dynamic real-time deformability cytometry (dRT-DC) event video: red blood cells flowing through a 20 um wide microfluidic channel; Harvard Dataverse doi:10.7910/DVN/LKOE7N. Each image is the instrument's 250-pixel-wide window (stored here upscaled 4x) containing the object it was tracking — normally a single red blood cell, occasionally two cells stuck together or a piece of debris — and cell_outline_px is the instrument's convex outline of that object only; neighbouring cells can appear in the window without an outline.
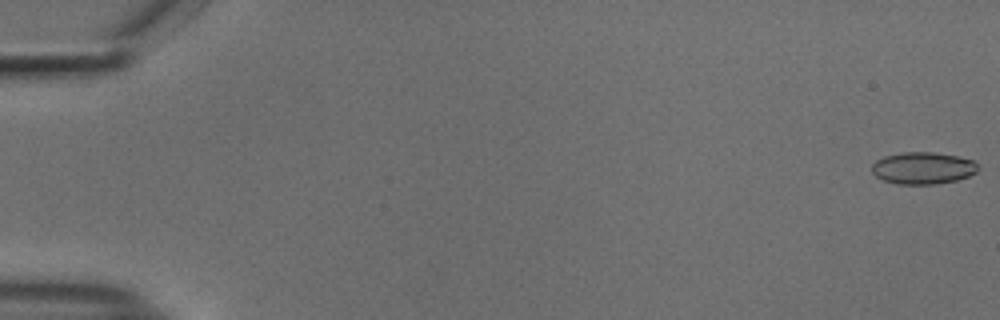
{"species": "common noctule bat (a hibernating species)", "species_latin": "Nyctalus noctula", "temperature_condition": "cold", "stored_images_in_passage": 54, "camera_frame_rate_fps": 3000, "um_per_image_px": 0.085, "animal": {"sex": "male", "body_mass_g": 18.8}, "frame": {"image": 1, "passage_image": 1, "time_ms": 0.0, "image_size_px": [1000, 320], "cell_outline_px": [[980, 168], [976, 172], [968, 176], [956, 180], [936, 184], [896, 184], [884, 180], [876, 176], [872, 172], [872, 164], [876, 160], [884, 156], [904, 152], [936, 152], [960, 156], [972, 160]], "centroid_in_image_um": [78.46, 14.28], "position_along_channel_um": 6.5, "area_um2": 19.88}}
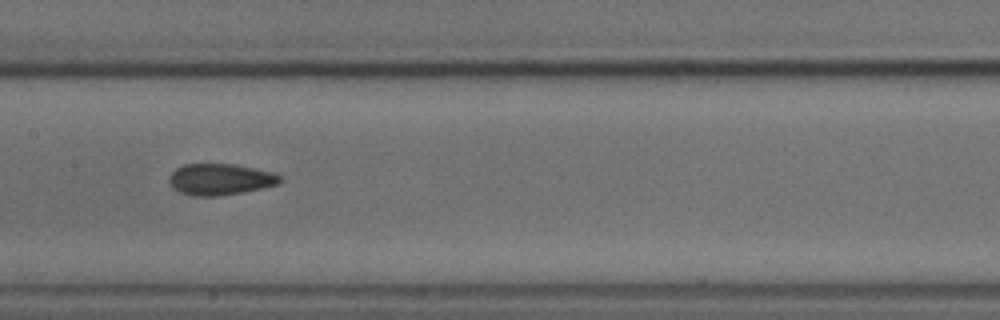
{"frame": {"image": 2, "passage_image": 28, "time_ms": 9.0, "image_size_px": [1000, 320], "cell_outline_px": [[280, 184], [264, 188], [244, 192], [216, 196], [192, 196], [180, 192], [168, 180], [168, 176], [176, 168], [184, 164], [232, 164], [272, 172], [280, 176]], "centroid_in_image_um": [18.72, 15.25], "position_along_channel_um": 188.7, "area_um2": 20.11}}
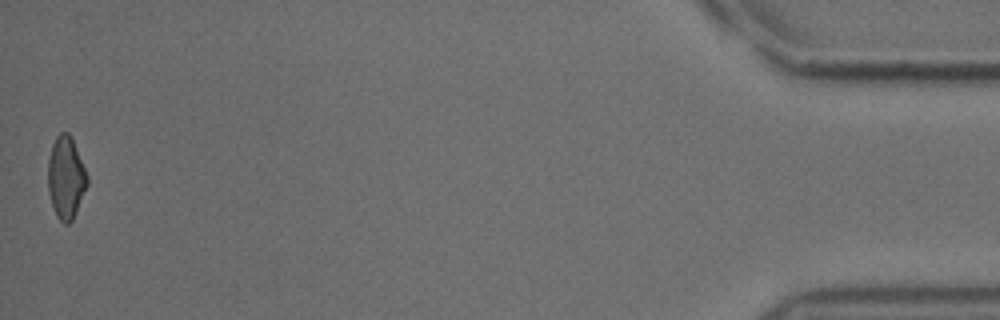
{"frame": {"image": 3, "passage_image": 54, "time_ms": 17.667, "image_size_px": [1000, 320], "cell_outline_px": [[88, 184], [76, 212], [72, 220], [68, 224], [64, 224], [56, 216], [48, 192], [48, 160], [52, 144], [56, 136], [60, 132], [68, 132], [72, 136], [88, 176]], "centroid_in_image_um": [5.6, 15.08], "position_along_channel_um": 429.6, "area_um2": 18.96}, "authors_computed_cell_mechanics": {"area_um2": 19.7387, "velocity_mm_per_s": 3.7968, "shape_relaxation_time_tau1_ms": null, "shape_relaxation_time_tau2_ms": 2.583, "deformation_change_tau1": null, "deformation_change_tau2": 0.0725}}